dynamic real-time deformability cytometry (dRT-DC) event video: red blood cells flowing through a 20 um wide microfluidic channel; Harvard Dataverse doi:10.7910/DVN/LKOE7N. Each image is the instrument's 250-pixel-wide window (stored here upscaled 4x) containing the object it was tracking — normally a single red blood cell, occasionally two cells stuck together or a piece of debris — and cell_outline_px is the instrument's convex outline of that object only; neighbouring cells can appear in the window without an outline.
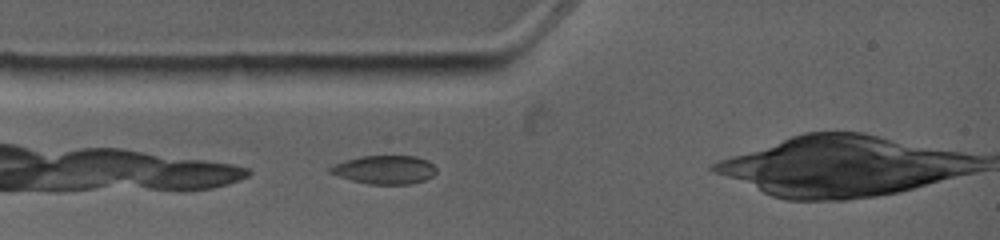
{"species": "common noctule bat (a hibernating species)", "species_latin": "Nyctalus noctula", "temperature_condition": "warm", "stored_images_in_passage": 1, "camera_frame_rate_fps": 4500, "um_per_image_px": 0.085, "animal": {"sex": "female", "body_mass_g": 19.0, "forearm_length_mm": 53.3}, "frame": {"image": 1, "passage_image": 1, "time_ms": 0.0, "image_size_px": [1000, 240], "cell_outline_px": [[436, 172], [432, 176], [424, 180], [412, 184], [368, 184], [352, 180], [328, 172], [328, 168], [336, 164], [360, 156], [416, 156], [432, 164], [436, 168]], "centroid_in_image_um": [32.71, 14.43], "position_along_channel_um": 52.3, "area_um2": 17.4}}